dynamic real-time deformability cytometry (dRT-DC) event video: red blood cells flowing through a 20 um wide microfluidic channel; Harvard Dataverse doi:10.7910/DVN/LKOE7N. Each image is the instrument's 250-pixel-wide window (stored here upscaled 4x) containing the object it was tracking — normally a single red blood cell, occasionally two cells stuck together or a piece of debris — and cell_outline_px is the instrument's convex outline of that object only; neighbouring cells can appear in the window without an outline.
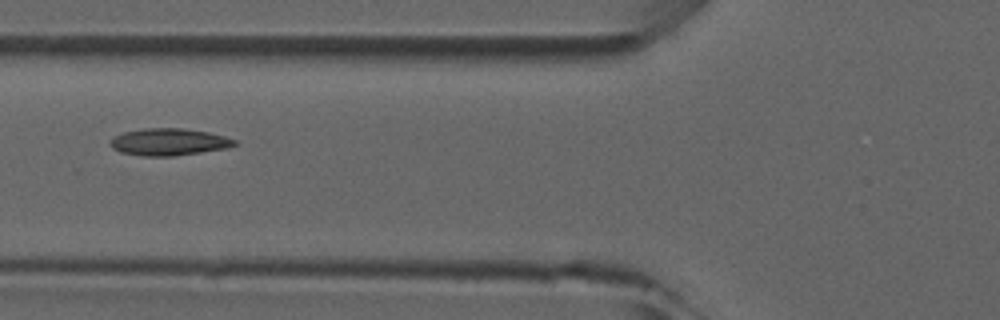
{"species": "common noctule bat (a hibernating species)", "species_latin": "Nyctalus noctula", "temperature_condition": "room temperature", "stored_images_in_passage": 5, "camera_frame_rate_fps": 3000, "um_per_image_px": 0.085, "animal": {"sex": "male", "forearm_length_mm": 52.5}, "frame": {"image": 1, "passage_image": 5, "time_ms": 4.667, "image_size_px": [1000, 320], "cell_outline_px": [[240, 144], [228, 148], [172, 156], [144, 156], [120, 152], [112, 148], [108, 144], [108, 140], [112, 136], [124, 132], [144, 128], [184, 128], [208, 132], [224, 136], [236, 140]], "centroid_in_image_um": [14.33, 12.06], "position_along_channel_um": 111.5, "area_um2": 19.83}}